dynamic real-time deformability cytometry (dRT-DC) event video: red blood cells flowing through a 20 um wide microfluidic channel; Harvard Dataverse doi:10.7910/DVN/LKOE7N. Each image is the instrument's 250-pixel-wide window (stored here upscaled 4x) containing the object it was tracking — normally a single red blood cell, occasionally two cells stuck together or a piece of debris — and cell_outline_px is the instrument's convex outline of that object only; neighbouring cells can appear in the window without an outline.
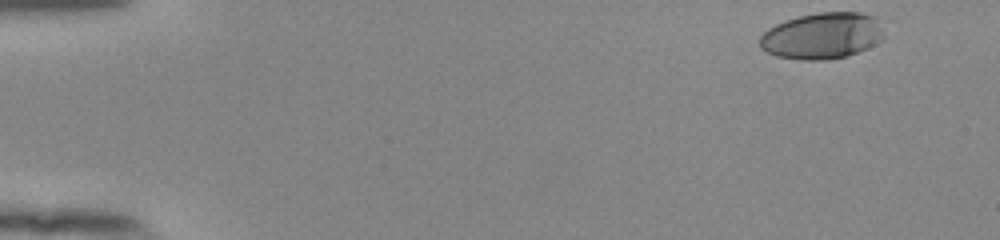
{"species": "human", "species_latin": "Homo sapiens", "temperature_condition": "room temperature", "stored_images_in_passage": 51, "camera_frame_rate_fps": 3000, "um_per_image_px": 0.085, "donor": {"sex": "female"}, "frame": {"image": 1, "passage_image": 1, "time_ms": 0.0, "image_size_px": [1000, 240], "cell_outline_px": [[884, 40], [876, 44], [856, 52], [844, 56], [824, 60], [804, 60], [776, 56], [760, 48], [760, 36], [768, 28], [784, 20], [796, 16], [816, 12], [860, 12], [880, 16], [884, 36]], "centroid_in_image_um": [69.93, 3.01], "position_along_channel_um": 15.1, "area_um2": 34.04}}
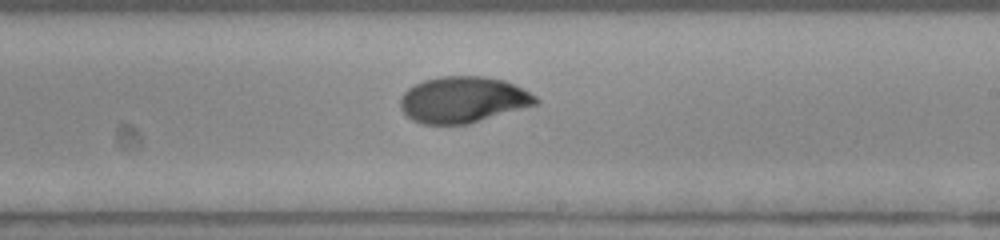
{"frame": {"image": 2, "passage_image": 30, "time_ms": 9.667, "image_size_px": [1000, 240], "cell_outline_px": [[540, 104], [468, 124], [424, 124], [412, 120], [400, 108], [400, 96], [408, 88], [424, 80], [440, 76], [484, 76], [504, 80], [536, 96], [540, 100]], "centroid_in_image_um": [39.37, 8.48], "position_along_channel_um": 249.6, "area_um2": 36.53}}
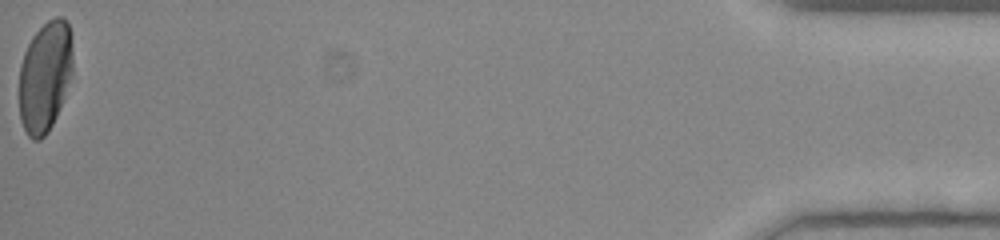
{"frame": {"image": 3, "passage_image": 51, "time_ms": 16.667, "image_size_px": [1000, 240], "cell_outline_px": [[72, 72], [64, 96], [56, 116], [48, 132], [40, 140], [32, 140], [28, 136], [20, 120], [20, 64], [24, 52], [32, 36], [48, 20], [56, 16], [60, 16], [68, 24], [72, 32]], "centroid_in_image_um": [3.83, 6.49], "position_along_channel_um": 431.4, "area_um2": 34.56}, "authors_computed_cell_mechanics": {"area_um2": 35.9516, "velocity_mm_per_s": 3.8837, "shape_relaxation_time_tau1_ms": 8.0032, "shape_relaxation_time_tau2_ms": 1.0395, "deformation_change_tau1": 0.266, "deformation_change_tau2": 0.0369}}